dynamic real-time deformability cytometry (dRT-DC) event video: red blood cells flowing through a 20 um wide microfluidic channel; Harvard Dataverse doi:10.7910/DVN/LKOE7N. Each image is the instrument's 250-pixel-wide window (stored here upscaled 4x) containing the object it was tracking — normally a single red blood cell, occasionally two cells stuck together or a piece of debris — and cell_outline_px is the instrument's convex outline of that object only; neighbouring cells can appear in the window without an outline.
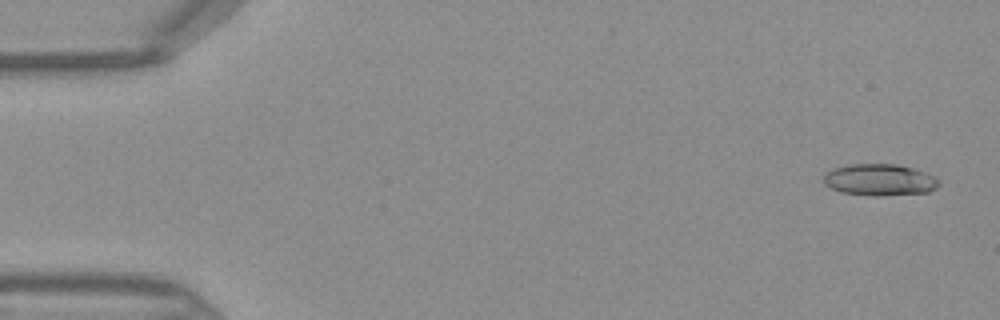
{"species": "Egyptian fruit bat (a non-hibernating species)", "species_latin": "Rousettus aegyptiacus", "temperature_condition": "warm", "stored_images_in_passage": 44, "camera_frame_rate_fps": 3000, "um_per_image_px": 0.085, "frame": {"image": 1, "passage_image": 1, "time_ms": 0.0, "image_size_px": [1000, 320], "cell_outline_px": [[940, 184], [936, 188], [928, 192], [880, 196], [872, 196], [840, 192], [824, 184], [824, 176], [828, 172], [836, 168], [848, 164], [896, 164], [912, 168], [936, 176], [940, 180]], "centroid_in_image_um": [74.81, 15.29], "position_along_channel_um": 10.2, "area_um2": 21.27}}
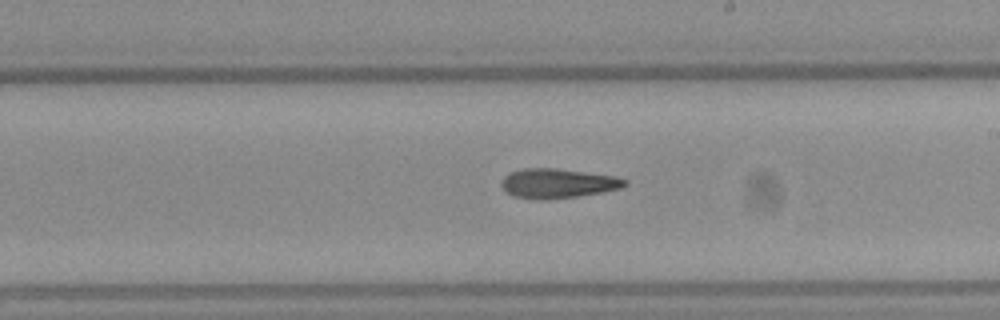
{"frame": {"image": 2, "passage_image": 25, "time_ms": 8.0, "image_size_px": [1000, 320], "cell_outline_px": [[628, 184], [620, 188], [600, 192], [576, 196], [540, 200], [536, 200], [512, 196], [500, 184], [504, 176], [508, 172], [524, 168], [556, 168], [616, 176], [628, 180]], "centroid_in_image_um": [47.38, 15.57], "position_along_channel_um": 241.6, "area_um2": 21.21}}
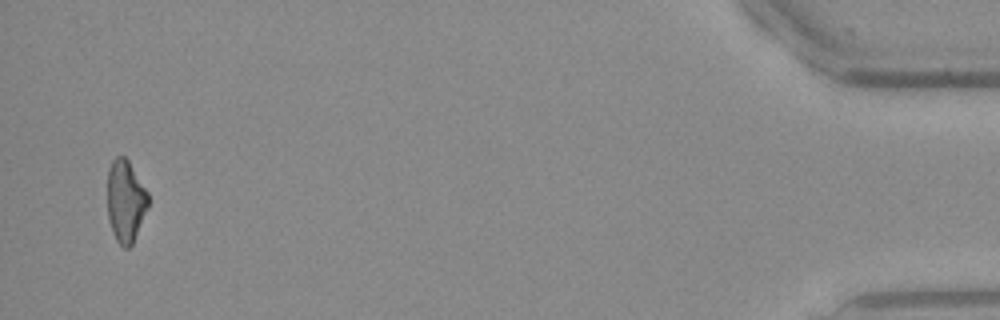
{"frame": {"image": 3, "passage_image": 43, "time_ms": 14.0, "image_size_px": [1000, 320], "cell_outline_px": [[148, 208], [132, 244], [128, 248], [124, 248], [116, 240], [112, 232], [108, 220], [108, 168], [112, 160], [116, 156], [124, 156], [128, 160], [148, 192]], "centroid_in_image_um": [10.67, 17.09], "position_along_channel_um": 424.5, "area_um2": 19.54}}